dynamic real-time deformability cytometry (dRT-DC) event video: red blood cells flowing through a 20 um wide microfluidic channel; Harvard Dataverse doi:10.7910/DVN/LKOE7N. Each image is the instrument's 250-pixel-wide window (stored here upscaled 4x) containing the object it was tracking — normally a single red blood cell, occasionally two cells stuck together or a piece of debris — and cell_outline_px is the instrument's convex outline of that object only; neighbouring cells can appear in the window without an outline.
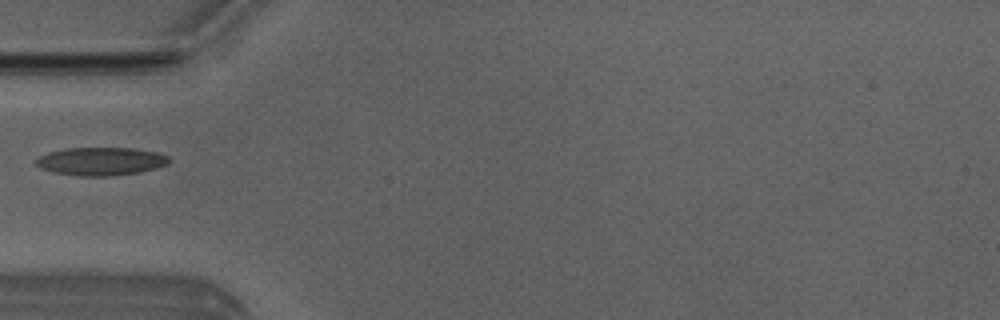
{"species": "Egyptian fruit bat (a non-hibernating species)", "species_latin": "Rousettus aegyptiacus", "temperature_condition": "room temperature", "stored_images_in_passage": 32, "camera_frame_rate_fps": 3000, "um_per_image_px": 0.085, "animal": {"sex": "male"}, "frame": {"image": 1, "passage_image": 1, "time_ms": 0.0, "image_size_px": [1000, 320], "cell_outline_px": [[172, 160], [168, 164], [156, 168], [136, 172], [108, 176], [80, 176], [52, 172], [40, 168], [36, 164], [36, 160], [40, 156], [48, 152], [68, 148], [132, 148], [160, 152], [168, 156]], "centroid_in_image_um": [8.6, 13.7], "position_along_channel_um": 76.4, "area_um2": 21.79}}
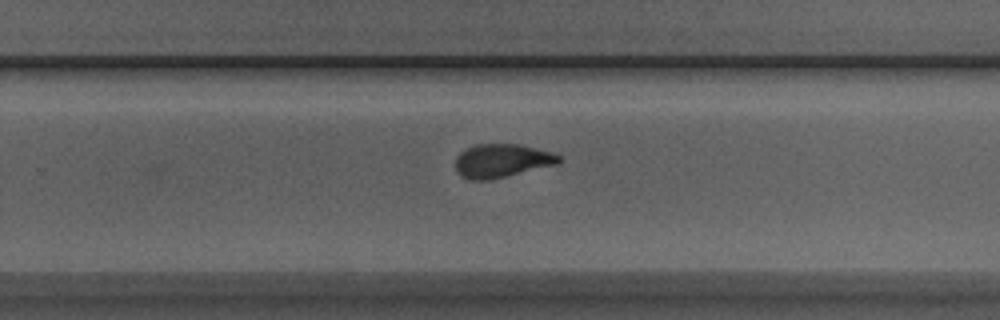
{"frame": {"image": 2, "passage_image": 17, "time_ms": 5.333, "image_size_px": [1000, 320], "cell_outline_px": [[564, 160], [556, 164], [488, 180], [468, 180], [460, 176], [456, 172], [456, 156], [464, 148], [476, 144], [520, 144], [552, 152], [560, 156]], "centroid_in_image_um": [42.61, 13.65], "position_along_channel_um": 287.2, "area_um2": 20.29}}
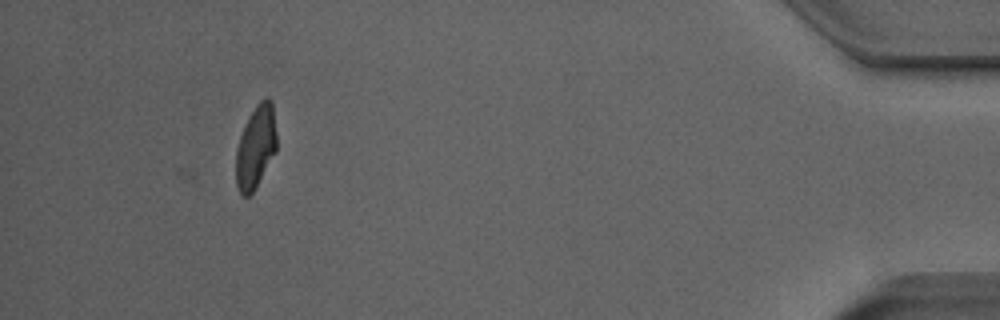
{"frame": {"image": 3, "passage_image": 32, "time_ms": 10.333, "image_size_px": [1000, 320], "cell_outline_px": [[276, 152], [252, 192], [248, 196], [240, 196], [236, 184], [236, 148], [240, 136], [248, 116], [256, 104], [264, 96], [268, 96], [272, 100], [276, 132]], "centroid_in_image_um": [21.73, 12.45], "position_along_channel_um": 413.5, "area_um2": 19.77}}